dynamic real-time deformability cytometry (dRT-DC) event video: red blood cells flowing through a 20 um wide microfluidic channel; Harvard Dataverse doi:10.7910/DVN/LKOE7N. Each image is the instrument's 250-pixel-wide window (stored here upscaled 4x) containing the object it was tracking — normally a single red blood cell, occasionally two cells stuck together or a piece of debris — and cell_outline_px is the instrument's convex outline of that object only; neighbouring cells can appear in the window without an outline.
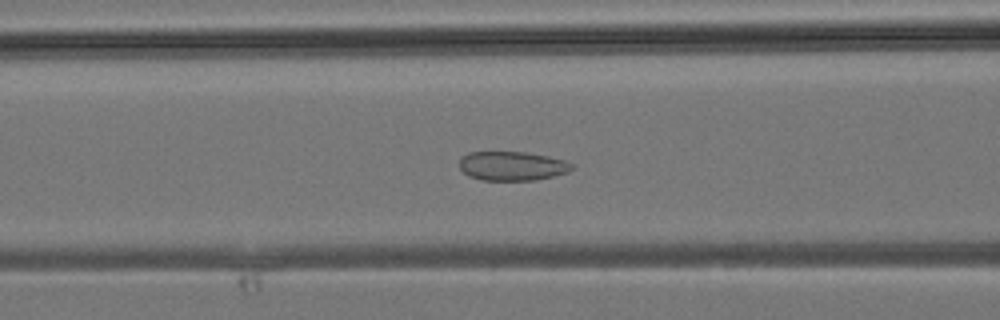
{"species": "common noctule bat (a hibernating species)", "species_latin": "Nyctalus noctula", "temperature_condition": "room temperature", "stored_images_in_passage": 37, "camera_frame_rate_fps": 3000, "um_per_image_px": 0.085, "animal": {"sex": "male", "body_mass_g": 19.2, "forearm_length_mm": 51.8}, "frame": {"image": 1, "passage_image": 15, "time_ms": 4.667, "image_size_px": [1000, 320], "cell_outline_px": [[572, 168], [568, 172], [536, 180], [480, 180], [468, 176], [460, 168], [460, 156], [468, 152], [524, 152], [548, 156], [564, 160], [572, 164]], "centroid_in_image_um": [43.49, 14.1], "position_along_channel_um": 123.1, "area_um2": 19.07}}
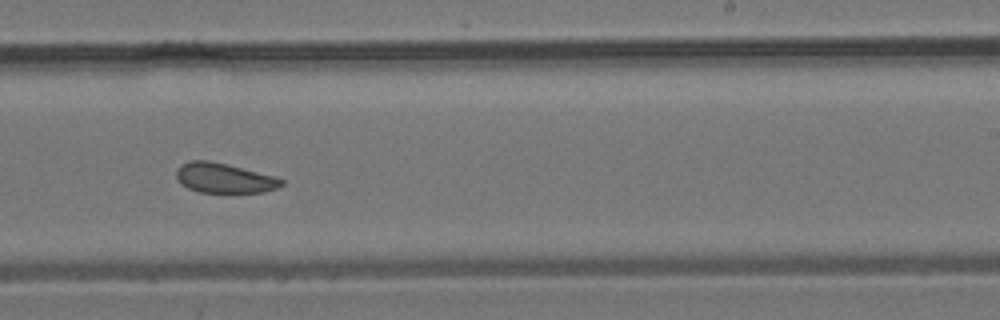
{"frame": {"image": 2, "passage_image": 23, "time_ms": 7.333, "image_size_px": [1000, 320], "cell_outline_px": [[284, 184], [276, 188], [264, 192], [200, 192], [188, 188], [180, 184], [176, 180], [176, 172], [180, 164], [188, 160], [208, 160], [276, 176], [284, 180]], "centroid_in_image_um": [19.02, 15.13], "position_along_channel_um": 270.0, "area_um2": 18.32}}
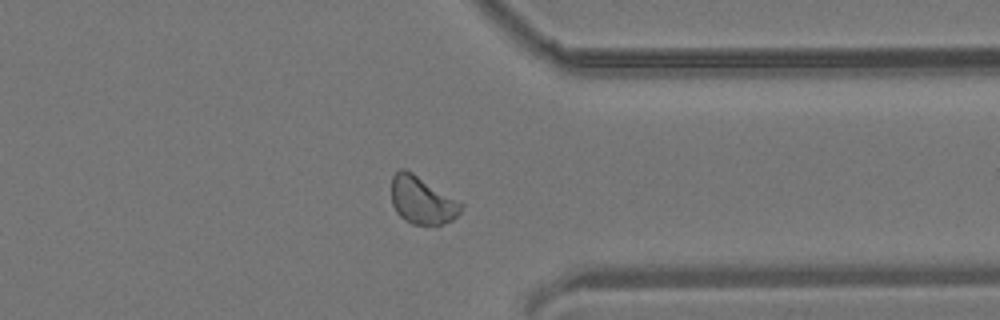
{"frame": {"image": 3, "passage_image": 29, "time_ms": 9.333, "image_size_px": [1000, 320], "cell_outline_px": [[464, 204], [460, 212], [452, 220], [444, 224], [412, 224], [404, 220], [396, 212], [392, 204], [392, 176], [400, 168], [404, 168], [412, 172]], "centroid_in_image_um": [35.86, 17.02], "position_along_channel_um": 375.5, "area_um2": 19.19}}